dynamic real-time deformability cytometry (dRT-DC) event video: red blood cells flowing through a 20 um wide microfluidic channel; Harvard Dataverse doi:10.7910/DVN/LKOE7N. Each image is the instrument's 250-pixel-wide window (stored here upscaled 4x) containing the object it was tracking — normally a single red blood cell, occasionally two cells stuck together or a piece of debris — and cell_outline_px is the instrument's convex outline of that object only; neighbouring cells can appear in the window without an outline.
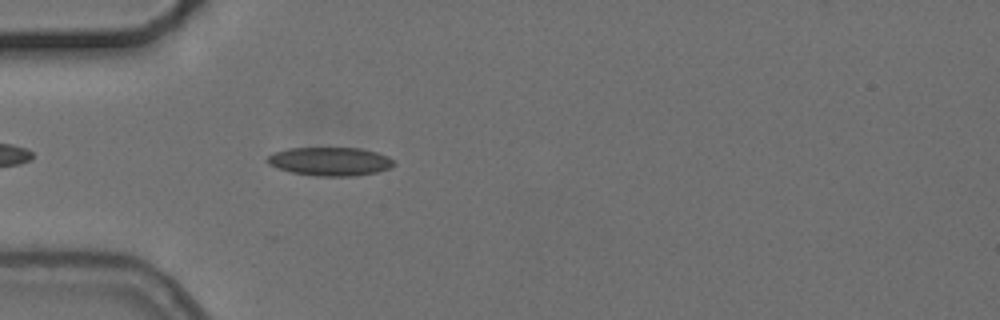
{"species": "common noctule bat (a hibernating species)", "species_latin": "Nyctalus noctula", "temperature_condition": "cold", "stored_images_in_passage": 5, "camera_frame_rate_fps": 3000, "um_per_image_px": 0.085, "animal": {"sex": "female", "body_mass_g": 24.6, "forearm_length_mm": 56.2}, "frame": {"image": 1, "passage_image": 5, "time_ms": 4.667, "image_size_px": [1000, 320], "cell_outline_px": [[396, 164], [392, 168], [376, 172], [352, 176], [320, 176], [292, 172], [268, 164], [264, 160], [268, 156], [276, 152], [288, 148], [360, 148], [376, 152], [388, 156]], "centroid_in_image_um": [28.08, 13.72], "position_along_channel_um": 56.9, "area_um2": 20.92}}